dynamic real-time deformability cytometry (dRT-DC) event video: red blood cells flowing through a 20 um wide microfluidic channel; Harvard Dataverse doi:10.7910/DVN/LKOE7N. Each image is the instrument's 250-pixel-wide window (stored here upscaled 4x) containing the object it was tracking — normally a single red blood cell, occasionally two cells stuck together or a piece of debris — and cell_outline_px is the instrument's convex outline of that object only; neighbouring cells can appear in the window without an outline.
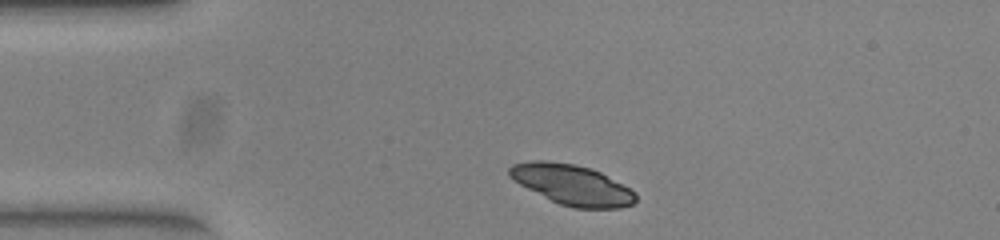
{"species": "common noctule bat (a hibernating species)", "species_latin": "Nyctalus noctula", "temperature_condition": "warm", "stored_images_in_passage": 42, "camera_frame_rate_fps": 3000, "um_per_image_px": 0.085, "animal": {"sex": "female", "body_mass_g": 23.0, "forearm_length_mm": 53.4}, "frame": {"image": 1, "passage_image": 1, "time_ms": 0.0, "image_size_px": [1000, 240], "cell_outline_px": [[636, 200], [632, 204], [620, 208], [572, 208], [560, 204], [512, 180], [508, 176], [508, 168], [512, 164], [532, 160], [544, 160], [572, 164], [592, 168], [600, 172], [636, 192]], "centroid_in_image_um": [48.61, 15.69], "position_along_channel_um": 36.4, "area_um2": 29.42}}